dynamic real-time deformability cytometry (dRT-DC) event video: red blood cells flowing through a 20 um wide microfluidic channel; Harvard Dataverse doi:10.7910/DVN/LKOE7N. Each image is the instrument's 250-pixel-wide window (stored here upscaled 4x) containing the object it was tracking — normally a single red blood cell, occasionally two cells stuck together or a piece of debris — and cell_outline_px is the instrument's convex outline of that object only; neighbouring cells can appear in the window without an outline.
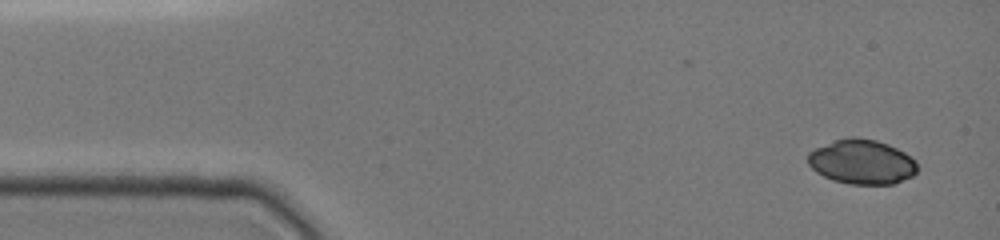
{"species": "common noctule bat (a hibernating species)", "species_latin": "Nyctalus noctula", "temperature_condition": "cold", "stored_images_in_passage": 5, "camera_frame_rate_fps": 3000, "um_per_image_px": 0.085, "animal": {"sex": "female", "body_mass_g": 19.0, "forearm_length_mm": 51.5}, "frame": {"image": 1, "passage_image": 1, "time_ms": 0.0, "image_size_px": [1000, 240], "cell_outline_px": [[916, 172], [912, 176], [892, 184], [848, 184], [832, 180], [816, 172], [808, 164], [808, 152], [816, 148], [836, 140], [848, 136], [856, 136], [876, 140], [888, 144], [904, 152], [916, 160]], "centroid_in_image_um": [73.24, 13.75], "position_along_channel_um": 11.8, "area_um2": 28.44}}
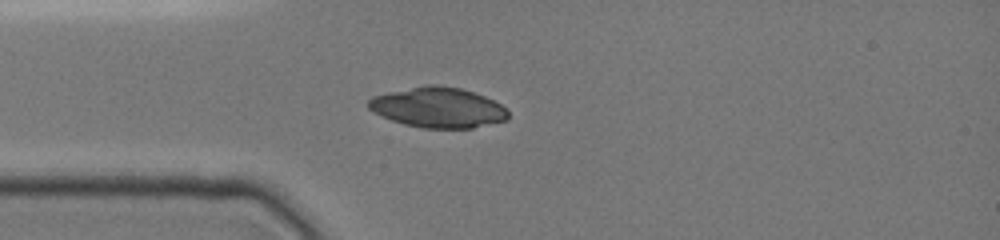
{"frame": {"image": 2, "passage_image": 5, "time_ms": 3.333, "image_size_px": [1000, 240], "cell_outline_px": [[508, 120], [472, 128], [424, 128], [404, 124], [392, 120], [368, 108], [368, 100], [372, 96], [388, 92], [428, 84], [436, 84], [460, 88], [484, 96], [508, 108]], "centroid_in_image_um": [37.26, 9.13], "position_along_channel_um": 47.7, "area_um2": 32.66}}